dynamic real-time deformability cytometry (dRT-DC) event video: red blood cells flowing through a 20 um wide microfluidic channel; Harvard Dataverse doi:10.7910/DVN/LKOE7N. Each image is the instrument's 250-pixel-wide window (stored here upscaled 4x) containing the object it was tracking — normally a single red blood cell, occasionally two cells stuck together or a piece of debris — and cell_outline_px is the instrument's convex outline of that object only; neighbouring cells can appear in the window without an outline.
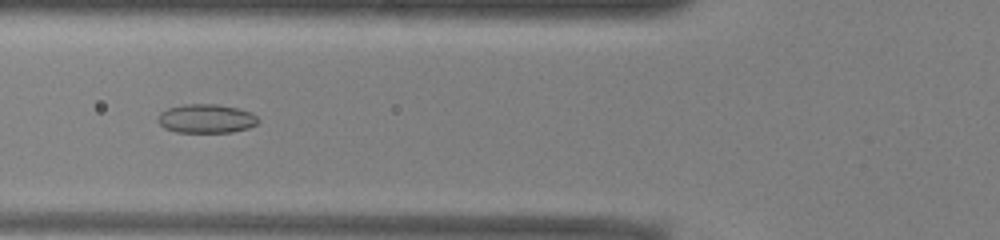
{"species": "common noctule bat (a hibernating species)", "species_latin": "Nyctalus noctula", "temperature_condition": "warm", "stored_images_in_passage": 51, "camera_frame_rate_fps": 3000, "um_per_image_px": 0.085, "animal": {"sex": "male", "body_mass_g": 13.0, "forearm_length_mm": 53.1}, "frame": {"image": 1, "passage_image": 19, "time_ms": 6.0, "image_size_px": [1000, 240], "cell_outline_px": [[260, 120], [256, 124], [248, 128], [232, 132], [176, 132], [164, 128], [156, 120], [156, 116], [160, 112], [168, 108], [184, 104], [216, 104], [236, 108], [252, 112]], "centroid_in_image_um": [17.5, 10.08], "position_along_channel_um": 108.3, "area_um2": 16.99}}
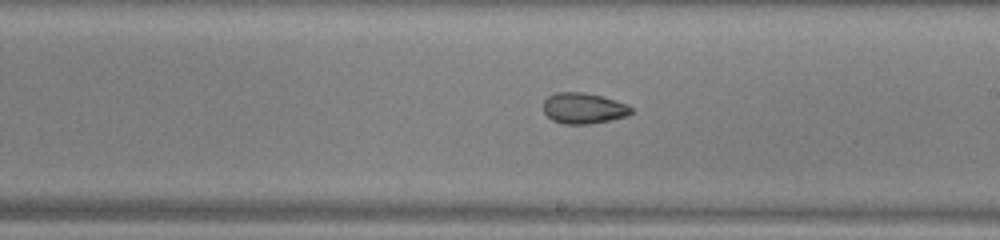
{"frame": {"image": 2, "passage_image": 29, "time_ms": 9.333, "image_size_px": [1000, 240], "cell_outline_px": [[632, 112], [628, 116], [588, 124], [564, 124], [552, 120], [544, 112], [544, 100], [548, 96], [556, 92], [584, 92], [600, 96], [628, 104], [632, 108]], "centroid_in_image_um": [49.59, 9.2], "position_along_channel_um": 239.4, "area_um2": 15.72}}
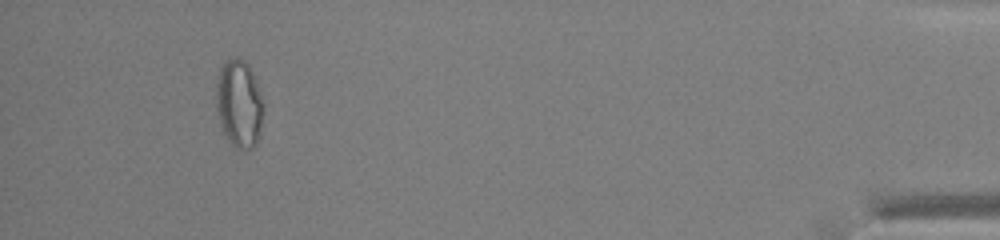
{"frame": {"image": 3, "passage_image": 48, "time_ms": 15.667, "image_size_px": [1000, 240], "cell_outline_px": [[264, 104], [260, 132], [256, 144], [252, 148], [236, 148], [228, 140], [220, 124], [216, 108], [216, 80], [220, 68], [224, 60], [228, 56], [236, 56], [244, 60], [248, 64], [256, 80]], "centroid_in_image_um": [20.31, 8.75], "position_along_channel_um": 414.9, "area_um2": 24.51}, "authors_computed_cell_mechanics": {"area_um2": 18.8428, "velocity_mm_per_s": 3.9355, "shape_relaxation_time_tau1_ms": null, "shape_relaxation_time_tau2_ms": 4.5953, "deformation_change_tau1": null, "deformation_change_tau2": 0.1017}}